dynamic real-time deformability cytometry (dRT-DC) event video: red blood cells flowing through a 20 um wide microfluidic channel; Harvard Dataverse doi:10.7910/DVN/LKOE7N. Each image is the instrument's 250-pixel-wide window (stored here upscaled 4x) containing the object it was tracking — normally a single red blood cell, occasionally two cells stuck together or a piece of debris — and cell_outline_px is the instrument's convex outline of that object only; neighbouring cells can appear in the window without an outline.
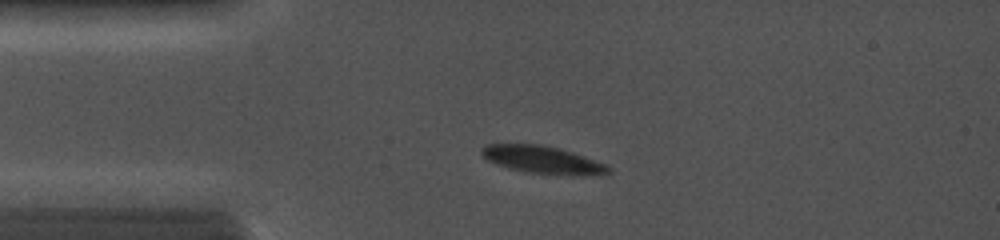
{"species": "common noctule bat (a hibernating species)", "species_latin": "Nyctalus noctula", "temperature_condition": "cold", "stored_images_in_passage": 23, "camera_frame_rate_fps": 5000, "um_per_image_px": 0.085, "animal": {"sex": "female", "body_mass_g": 19.0, "forearm_length_mm": 56.7}, "frame": {"image": 1, "passage_image": 17, "time_ms": 2.2, "image_size_px": [1000, 240], "cell_outline_px": [[612, 172], [580, 176], [576, 176], [528, 172], [508, 168], [496, 164], [488, 160], [480, 152], [480, 148], [484, 144], [540, 144], [560, 148], [608, 164], [612, 168]], "centroid_in_image_um": [46.14, 13.58], "position_along_channel_um": 38.9, "area_um2": 20.52}}